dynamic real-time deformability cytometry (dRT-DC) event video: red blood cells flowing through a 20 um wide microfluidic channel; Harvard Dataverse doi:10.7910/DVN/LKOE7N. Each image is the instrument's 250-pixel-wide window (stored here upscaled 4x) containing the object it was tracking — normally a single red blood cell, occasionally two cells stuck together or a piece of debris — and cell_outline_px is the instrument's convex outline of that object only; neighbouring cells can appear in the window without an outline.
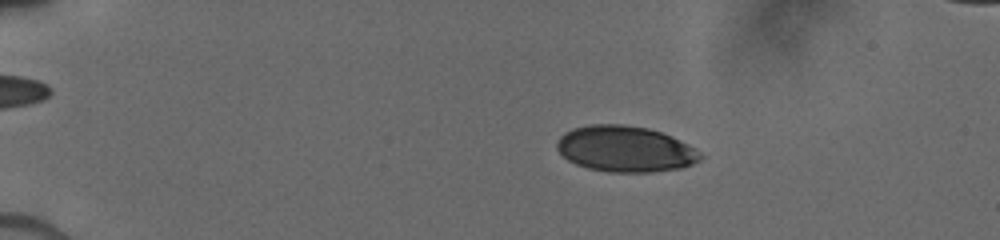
{"species": "human", "species_latin": "Homo sapiens", "temperature_condition": "cold", "stored_images_in_passage": 14, "camera_frame_rate_fps": 3000, "um_per_image_px": 0.085, "donor": {"sex": "male"}, "frame": {"image": 1, "passage_image": 4, "time_ms": 1.0, "image_size_px": [1000, 240], "cell_outline_px": [[704, 156], [700, 160], [692, 164], [680, 168], [652, 172], [608, 172], [588, 168], [576, 164], [568, 160], [556, 148], [556, 144], [560, 136], [564, 132], [572, 128], [588, 124], [624, 124], [648, 128], [660, 132], [688, 144], [700, 152]], "centroid_in_image_um": [53.12, 12.66], "position_along_channel_um": 31.9, "area_um2": 38.49}}
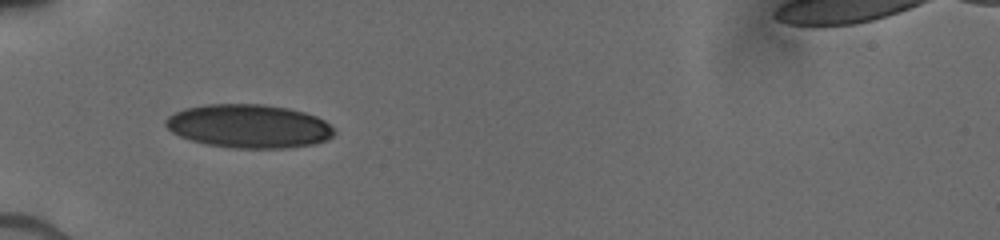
{"frame": {"image": 2, "passage_image": 11, "time_ms": 3.667, "image_size_px": [1000, 240], "cell_outline_px": [[336, 132], [332, 136], [324, 140], [312, 144], [284, 148], [232, 148], [208, 144], [192, 140], [180, 136], [172, 132], [164, 124], [164, 120], [168, 116], [184, 108], [208, 104], [260, 104], [288, 108], [304, 112], [316, 116], [324, 120]], "centroid_in_image_um": [21.13, 10.72], "position_along_channel_um": 63.9, "area_um2": 42.54}}
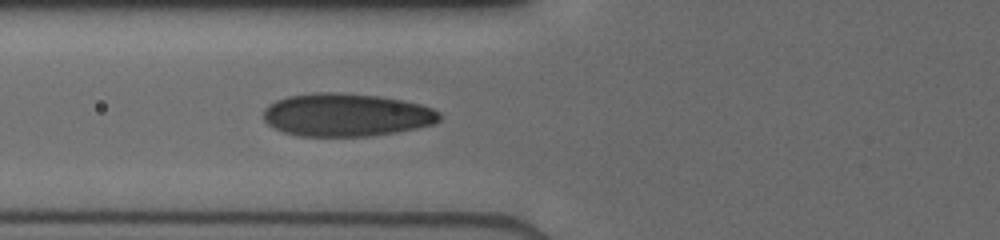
{"frame": {"image": 3, "passage_image": 14, "time_ms": 4.667, "image_size_px": [1000, 240], "cell_outline_px": [[440, 120], [432, 124], [416, 128], [396, 132], [368, 136], [300, 136], [284, 132], [268, 124], [264, 120], [264, 108], [268, 104], [276, 100], [288, 96], [320, 92], [332, 92], [380, 96], [420, 104], [432, 108], [440, 112]], "centroid_in_image_um": [29.43, 9.76], "position_along_channel_um": 96.4, "area_um2": 43.93}}